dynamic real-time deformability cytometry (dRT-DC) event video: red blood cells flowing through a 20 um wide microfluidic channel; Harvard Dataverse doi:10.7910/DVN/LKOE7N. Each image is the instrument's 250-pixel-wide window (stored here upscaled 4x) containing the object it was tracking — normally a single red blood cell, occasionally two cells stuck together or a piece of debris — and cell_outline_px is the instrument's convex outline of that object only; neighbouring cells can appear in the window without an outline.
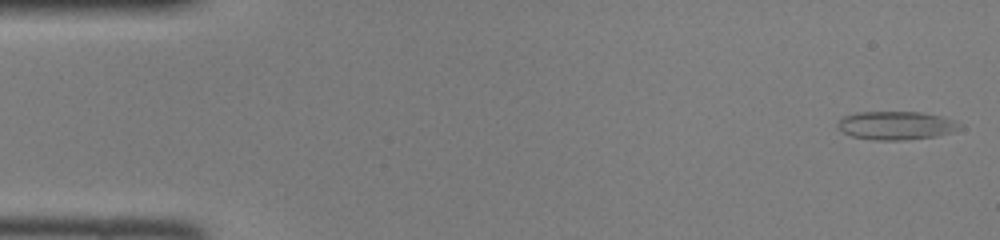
{"species": "common noctule bat (a hibernating species)", "species_latin": "Nyctalus noctula", "temperature_condition": "room temperature", "stored_images_in_passage": 46, "camera_frame_rate_fps": 3000, "um_per_image_px": 0.085, "animal": {"sex": "female", "body_mass_g": 22.0, "forearm_length_mm": 56.7}, "frame": {"image": 1, "passage_image": 1, "time_ms": 0.0, "image_size_px": [1000, 240], "cell_outline_px": [[960, 124], [956, 132], [936, 136], [900, 140], [876, 140], [852, 136], [844, 132], [836, 124], [844, 116], [856, 112], [920, 112], [940, 116], [952, 120]], "centroid_in_image_um": [76.16, 10.66], "position_along_channel_um": 8.8, "area_um2": 19.94}}
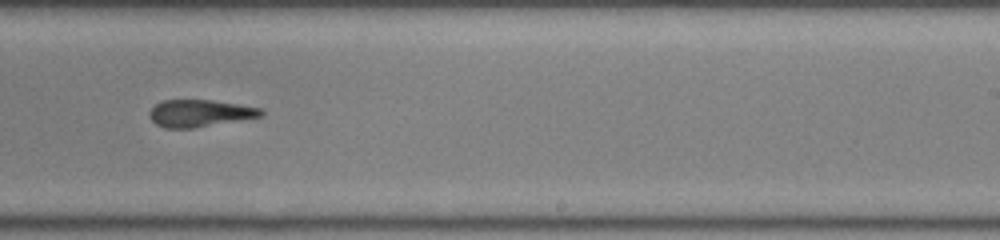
{"frame": {"image": 2, "passage_image": 28, "time_ms": 9.0, "image_size_px": [1000, 240], "cell_outline_px": [[264, 116], [192, 128], [164, 128], [156, 124], [148, 116], [148, 112], [156, 104], [164, 100], [208, 100], [264, 108]], "centroid_in_image_um": [16.99, 9.63], "position_along_channel_um": 272.0, "area_um2": 17.57}}
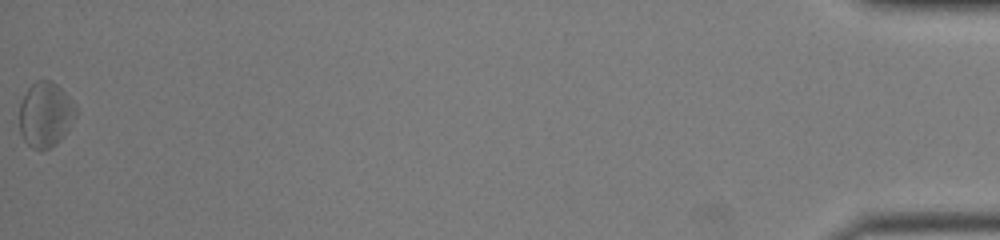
{"frame": {"image": 3, "passage_image": 46, "time_ms": 15.0, "image_size_px": [1000, 240], "cell_outline_px": [[76, 116], [64, 136], [52, 148], [40, 152], [32, 148], [24, 140], [20, 132], [20, 104], [28, 88], [36, 80], [52, 80], [68, 96], [76, 108]], "centroid_in_image_um": [3.86, 9.77], "position_along_channel_um": 431.3, "area_um2": 21.44}}